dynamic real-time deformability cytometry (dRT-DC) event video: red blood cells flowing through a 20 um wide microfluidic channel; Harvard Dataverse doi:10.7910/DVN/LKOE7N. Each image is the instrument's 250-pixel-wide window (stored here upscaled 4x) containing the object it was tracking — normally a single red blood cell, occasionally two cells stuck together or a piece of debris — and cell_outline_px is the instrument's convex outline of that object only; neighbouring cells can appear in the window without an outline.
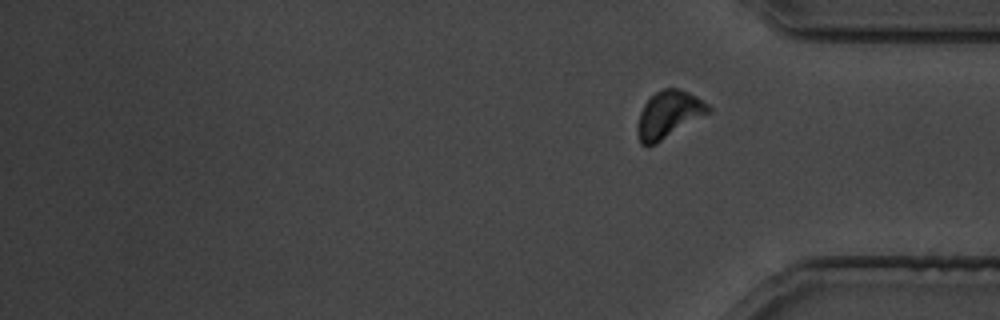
{"species": "common noctule bat (a hibernating species)", "species_latin": "Nyctalus noctula", "temperature_condition": "cold", "stored_images_in_passage": 28, "segment_of_instrument_passage": [2, 2], "camera_frame_rate_fps": 3000, "um_per_image_px": 0.085, "animal": {"sex": "male", "body_mass_g": 19.5, "forearm_length_mm": 54.6}, "frame": {"image": 1, "passage_image": 28, "time_ms": 33.667, "image_size_px": [1000, 320], "cell_outline_px": [[712, 112], [656, 144], [648, 148], [640, 144], [636, 132], [636, 128], [640, 112], [644, 104], [656, 92], [664, 88], [680, 88], [696, 96], [708, 104], [712, 108]], "centroid_in_image_um": [56.84, 9.77], "position_along_channel_um": 378.4, "area_um2": 19.83}}